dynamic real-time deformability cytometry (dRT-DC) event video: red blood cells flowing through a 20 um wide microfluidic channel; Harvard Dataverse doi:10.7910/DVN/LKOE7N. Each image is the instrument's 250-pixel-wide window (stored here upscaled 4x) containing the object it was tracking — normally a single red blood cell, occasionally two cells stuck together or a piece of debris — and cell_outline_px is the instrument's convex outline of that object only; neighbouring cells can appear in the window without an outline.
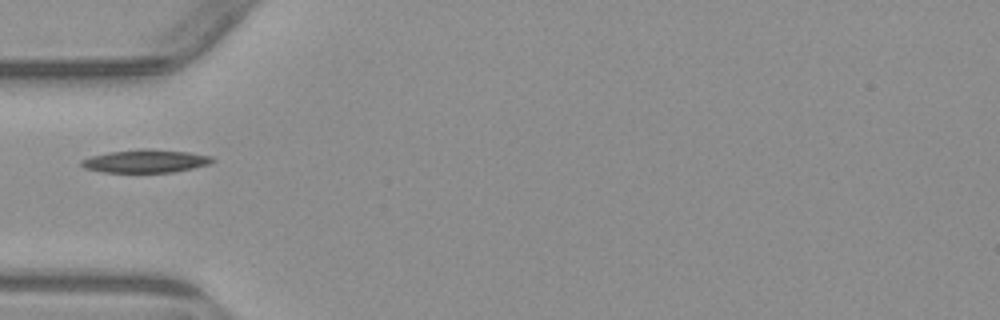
{"species": "common noctule bat (a hibernating species)", "species_latin": "Nyctalus noctula", "temperature_condition": "warm", "stored_images_in_passage": 2, "camera_frame_rate_fps": 3000, "um_per_image_px": 0.085, "animal": {"sex": "male", "body_mass_g": 23.1, "forearm_length_mm": 52.7}, "frame": {"image": 1, "passage_image": 2, "time_ms": 1.333, "image_size_px": [1000, 320], "cell_outline_px": [[216, 160], [208, 164], [192, 168], [172, 172], [104, 172], [84, 168], [80, 164], [80, 160], [92, 156], [108, 152], [140, 148], [148, 148], [188, 152], [212, 156]], "centroid_in_image_um": [12.36, 13.68], "position_along_channel_um": 72.6, "area_um2": 17.63}}